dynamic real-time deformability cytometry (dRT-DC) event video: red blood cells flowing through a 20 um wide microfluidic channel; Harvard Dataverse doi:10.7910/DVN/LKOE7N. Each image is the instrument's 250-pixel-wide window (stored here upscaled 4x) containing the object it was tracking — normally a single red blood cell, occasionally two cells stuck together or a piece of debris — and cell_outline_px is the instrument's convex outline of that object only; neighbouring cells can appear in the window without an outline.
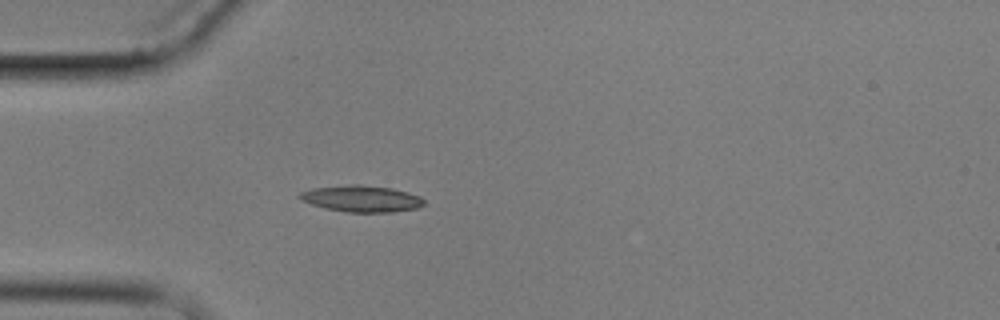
{"species": "common noctule bat (a hibernating species)", "species_latin": "Nyctalus noctula", "temperature_condition": "cold", "stored_images_in_passage": 1, "camera_frame_rate_fps": 3000, "um_per_image_px": 0.085, "animal": {"sex": "male", "body_mass_g": 17.9}, "frame": {"image": 1, "passage_image": 1, "time_ms": 0.0, "image_size_px": [1000, 320], "cell_outline_px": [[424, 204], [416, 208], [392, 212], [344, 212], [312, 204], [300, 200], [296, 196], [300, 192], [312, 188], [352, 184], [360, 184], [392, 188], [408, 192], [420, 196], [424, 200]], "centroid_in_image_um": [30.71, 16.88], "position_along_channel_um": 54.3, "area_um2": 19.19}}